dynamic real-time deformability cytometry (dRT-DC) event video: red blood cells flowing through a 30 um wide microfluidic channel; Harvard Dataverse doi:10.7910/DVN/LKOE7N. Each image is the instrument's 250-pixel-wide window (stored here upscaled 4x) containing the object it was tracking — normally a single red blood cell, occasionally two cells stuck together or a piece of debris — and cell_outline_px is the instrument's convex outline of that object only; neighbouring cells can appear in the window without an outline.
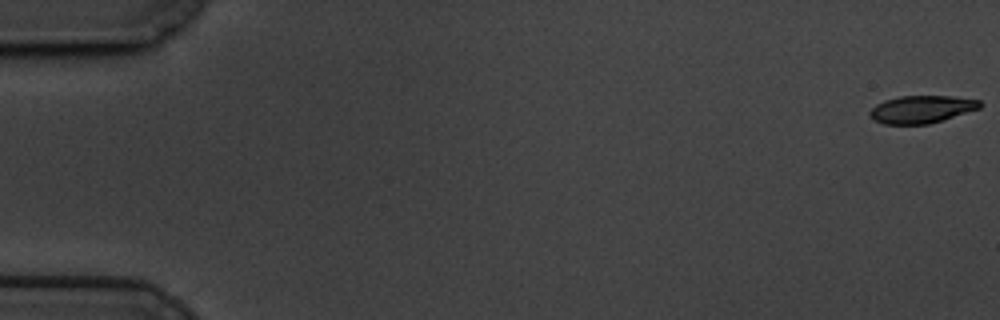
{"species": "common noctule bat (a hibernating species)", "species_latin": "Nyctalus noctula", "temperature_condition": "cold", "stored_images_in_passage": 60, "camera_frame_rate_fps": 3000, "um_per_image_px": 0.085, "animal": {"sex": "male", "body_mass_g": 19.5, "forearm_length_mm": 54.6}, "frame": {"image": 1, "passage_image": 1, "time_ms": 0.0, "image_size_px": [1000, 320], "cell_outline_px": [[984, 104], [980, 108], [928, 124], [884, 124], [872, 120], [868, 112], [876, 104], [884, 100], [900, 96], [952, 96], [980, 100]], "centroid_in_image_um": [78.31, 9.28], "position_along_channel_um": 6.7, "area_um2": 17.69}}
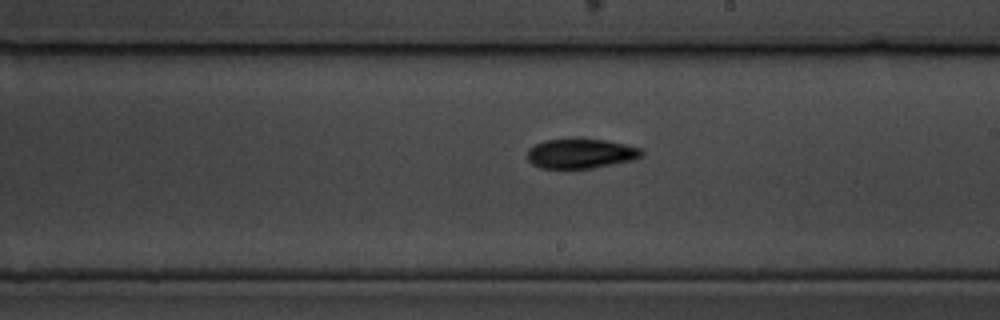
{"frame": {"image": 2, "passage_image": 35, "time_ms": 11.333, "image_size_px": [1000, 320], "cell_outline_px": [[644, 152], [636, 160], [592, 168], [540, 168], [532, 164], [528, 160], [528, 148], [544, 140], [608, 140], [640, 148]], "centroid_in_image_um": [49.38, 13.07], "position_along_channel_um": 239.6, "area_um2": 19.54}}
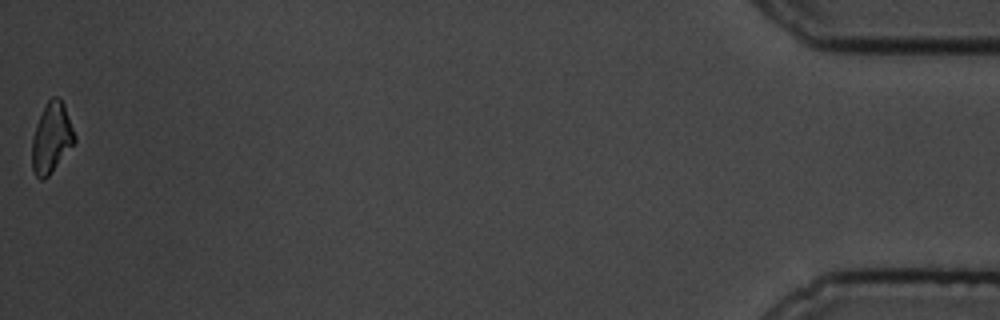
{"frame": {"image": 3, "passage_image": 60, "time_ms": 19.667, "image_size_px": [1000, 320], "cell_outline_px": [[76, 140], [48, 176], [44, 180], [40, 180], [36, 176], [32, 168], [32, 136], [36, 124], [48, 100], [52, 96], [60, 96], [64, 104], [76, 136]], "centroid_in_image_um": [4.37, 11.7], "position_along_channel_um": 430.8, "area_um2": 17.28}, "authors_computed_cell_mechanics": {"area_um2": 18.9006, "velocity_mm_per_s": 3.408, "shape_relaxation_time_tau1_ms": 3.7966, "shape_relaxation_time_tau2_ms": 11.0882, "deformation_change_tau1": 0.1284, "deformation_change_tau2": 0.1813}}